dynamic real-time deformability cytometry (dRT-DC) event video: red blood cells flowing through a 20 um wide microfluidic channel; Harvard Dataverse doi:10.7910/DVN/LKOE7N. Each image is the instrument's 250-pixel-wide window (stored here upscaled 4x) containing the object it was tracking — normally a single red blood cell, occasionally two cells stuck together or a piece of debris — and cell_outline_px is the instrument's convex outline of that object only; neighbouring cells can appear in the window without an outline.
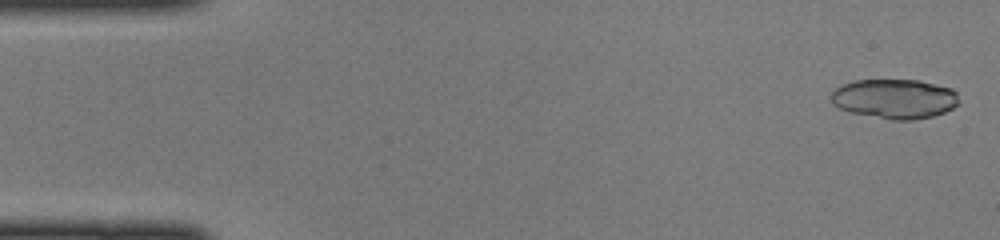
{"species": "common noctule bat (a hibernating species)", "species_latin": "Nyctalus noctula", "temperature_condition": "cold", "stored_images_in_passage": 46, "segment_of_instrument_passage": [1, 2], "camera_frame_rate_fps": 3000, "um_per_image_px": 0.085, "animal": {"sex": "female", "body_mass_g": 22.0, "forearm_length_mm": 56.7}, "frame": {"image": 1, "passage_image": 1, "time_ms": 0.0, "image_size_px": [1000, 240], "cell_outline_px": [[960, 104], [944, 112], [932, 116], [912, 120], [892, 120], [852, 112], [840, 108], [832, 104], [828, 96], [840, 84], [852, 80], [920, 80], [952, 88], [956, 92]], "centroid_in_image_um": [76.03, 8.38], "position_along_channel_um": 9.0, "area_um2": 29.77}}